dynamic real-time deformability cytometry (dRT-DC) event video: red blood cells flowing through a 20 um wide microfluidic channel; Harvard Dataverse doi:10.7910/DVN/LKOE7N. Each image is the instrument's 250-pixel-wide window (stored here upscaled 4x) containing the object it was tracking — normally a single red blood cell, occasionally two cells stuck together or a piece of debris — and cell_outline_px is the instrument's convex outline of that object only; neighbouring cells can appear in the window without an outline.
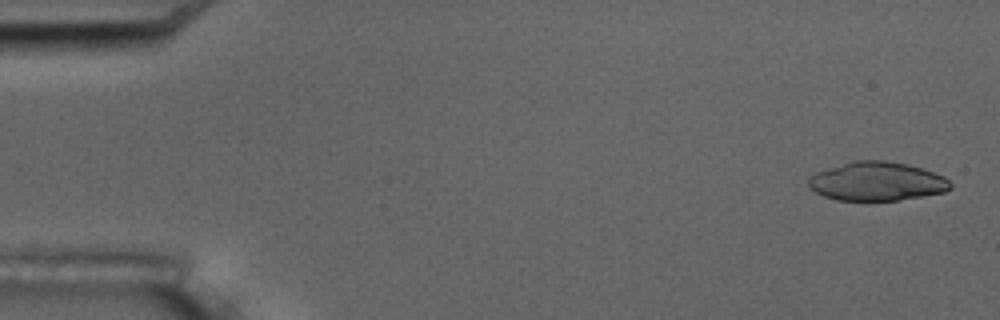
{"species": "common noctule bat (a hibernating species)", "species_latin": "Nyctalus noctula", "temperature_condition": "room temperature", "stored_images_in_passage": 5, "camera_frame_rate_fps": 3000, "um_per_image_px": 0.085, "animal": {"sex": "male", "body_mass_g": 17.5, "forearm_length_mm": 52.3}, "frame": {"image": 1, "passage_image": 1, "time_ms": 0.0, "image_size_px": [1000, 320], "cell_outline_px": [[952, 188], [944, 192], [896, 200], [836, 200], [824, 196], [816, 192], [808, 184], [808, 180], [816, 172], [856, 160], [884, 160], [908, 164], [944, 176], [952, 184]], "centroid_in_image_um": [74.55, 15.41], "position_along_channel_um": 10.4, "area_um2": 31.67}}